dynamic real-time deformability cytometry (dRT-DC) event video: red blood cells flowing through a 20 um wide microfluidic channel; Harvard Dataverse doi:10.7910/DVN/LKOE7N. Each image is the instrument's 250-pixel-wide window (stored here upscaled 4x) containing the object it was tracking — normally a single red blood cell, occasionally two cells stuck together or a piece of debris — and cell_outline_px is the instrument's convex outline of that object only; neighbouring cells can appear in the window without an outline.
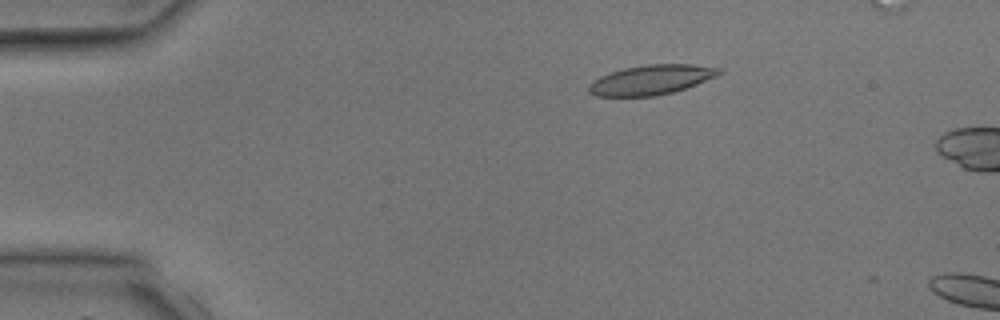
{"species": "common noctule bat (a hibernating species)", "species_latin": "Nyctalus noctula", "temperature_condition": "room temperature", "stored_images_in_passage": 4, "camera_frame_rate_fps": 3000, "um_per_image_px": 0.085, "animal": {"sex": "male", "body_mass_g": 17.9, "forearm_length_mm": 54.2}, "frame": {"image": 1, "passage_image": 1, "time_ms": 0.0, "image_size_px": [1000, 320], "cell_outline_px": [[724, 72], [716, 76], [696, 84], [672, 92], [656, 96], [596, 96], [588, 92], [588, 84], [592, 80], [600, 76], [624, 68], [648, 64], [692, 64], [724, 68]], "centroid_in_image_um": [55.36, 6.77], "position_along_channel_um": 29.6, "area_um2": 22.6}}